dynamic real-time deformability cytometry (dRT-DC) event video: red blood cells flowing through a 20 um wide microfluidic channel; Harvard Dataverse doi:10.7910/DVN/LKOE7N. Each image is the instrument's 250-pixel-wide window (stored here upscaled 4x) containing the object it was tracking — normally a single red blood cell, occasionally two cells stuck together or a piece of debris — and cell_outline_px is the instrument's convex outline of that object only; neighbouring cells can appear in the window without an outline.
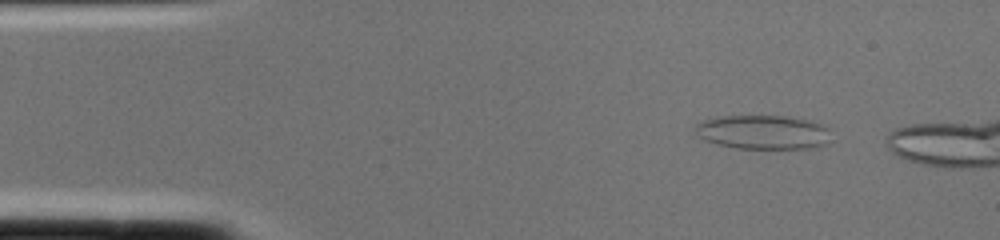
{"species": "common noctule bat (a hibernating species)", "species_latin": "Nyctalus noctula", "temperature_condition": "cold", "stored_images_in_passage": 3, "camera_frame_rate_fps": 3000, "um_per_image_px": 0.085, "animal": {"sex": "female", "body_mass_g": 22.0, "forearm_length_mm": 56.7}, "frame": {"image": 1, "passage_image": 1, "time_ms": 0.0, "image_size_px": [1000, 240], "cell_outline_px": [[828, 144], [816, 148], [736, 148], [704, 140], [700, 136], [696, 128], [696, 124], [700, 120], [716, 116], [784, 116], [812, 120], [828, 124]], "centroid_in_image_um": [64.92, 11.22], "position_along_channel_um": 20.1, "area_um2": 27.17}}